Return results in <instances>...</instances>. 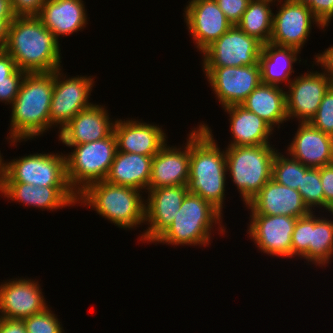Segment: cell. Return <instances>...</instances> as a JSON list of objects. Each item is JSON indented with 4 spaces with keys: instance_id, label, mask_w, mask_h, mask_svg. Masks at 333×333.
Returning a JSON list of instances; mask_svg holds the SVG:
<instances>
[{
    "instance_id": "cell-1",
    "label": "cell",
    "mask_w": 333,
    "mask_h": 333,
    "mask_svg": "<svg viewBox=\"0 0 333 333\" xmlns=\"http://www.w3.org/2000/svg\"><path fill=\"white\" fill-rule=\"evenodd\" d=\"M59 39L37 16L15 17L8 29L4 50L26 73H50L61 64Z\"/></svg>"
},
{
    "instance_id": "cell-2",
    "label": "cell",
    "mask_w": 333,
    "mask_h": 333,
    "mask_svg": "<svg viewBox=\"0 0 333 333\" xmlns=\"http://www.w3.org/2000/svg\"><path fill=\"white\" fill-rule=\"evenodd\" d=\"M227 172L225 151L218 147L208 125L201 123L190 132L188 193L202 197L222 213Z\"/></svg>"
},
{
    "instance_id": "cell-3",
    "label": "cell",
    "mask_w": 333,
    "mask_h": 333,
    "mask_svg": "<svg viewBox=\"0 0 333 333\" xmlns=\"http://www.w3.org/2000/svg\"><path fill=\"white\" fill-rule=\"evenodd\" d=\"M54 89V71L26 73L12 106L11 143L31 140L50 128V106Z\"/></svg>"
},
{
    "instance_id": "cell-4",
    "label": "cell",
    "mask_w": 333,
    "mask_h": 333,
    "mask_svg": "<svg viewBox=\"0 0 333 333\" xmlns=\"http://www.w3.org/2000/svg\"><path fill=\"white\" fill-rule=\"evenodd\" d=\"M142 190L106 182L89 185L78 195V204L90 206L102 217L119 228L138 227L145 224V200Z\"/></svg>"
},
{
    "instance_id": "cell-5",
    "label": "cell",
    "mask_w": 333,
    "mask_h": 333,
    "mask_svg": "<svg viewBox=\"0 0 333 333\" xmlns=\"http://www.w3.org/2000/svg\"><path fill=\"white\" fill-rule=\"evenodd\" d=\"M222 213L210 202L193 193H187L177 211L173 223L154 241L169 245H209L213 223L220 233ZM221 220V221H220Z\"/></svg>"
},
{
    "instance_id": "cell-6",
    "label": "cell",
    "mask_w": 333,
    "mask_h": 333,
    "mask_svg": "<svg viewBox=\"0 0 333 333\" xmlns=\"http://www.w3.org/2000/svg\"><path fill=\"white\" fill-rule=\"evenodd\" d=\"M272 147L270 144L228 146L225 150L227 171L245 205L271 179L272 162L277 152Z\"/></svg>"
},
{
    "instance_id": "cell-7",
    "label": "cell",
    "mask_w": 333,
    "mask_h": 333,
    "mask_svg": "<svg viewBox=\"0 0 333 333\" xmlns=\"http://www.w3.org/2000/svg\"><path fill=\"white\" fill-rule=\"evenodd\" d=\"M66 146L74 147L65 159L68 183L77 196L89 185L105 180L117 152L114 133L98 141Z\"/></svg>"
},
{
    "instance_id": "cell-8",
    "label": "cell",
    "mask_w": 333,
    "mask_h": 333,
    "mask_svg": "<svg viewBox=\"0 0 333 333\" xmlns=\"http://www.w3.org/2000/svg\"><path fill=\"white\" fill-rule=\"evenodd\" d=\"M0 182H22L33 186H70L66 159L61 153L30 154L4 162Z\"/></svg>"
},
{
    "instance_id": "cell-9",
    "label": "cell",
    "mask_w": 333,
    "mask_h": 333,
    "mask_svg": "<svg viewBox=\"0 0 333 333\" xmlns=\"http://www.w3.org/2000/svg\"><path fill=\"white\" fill-rule=\"evenodd\" d=\"M262 43L232 25L203 53V68L240 67L259 65Z\"/></svg>"
},
{
    "instance_id": "cell-10",
    "label": "cell",
    "mask_w": 333,
    "mask_h": 333,
    "mask_svg": "<svg viewBox=\"0 0 333 333\" xmlns=\"http://www.w3.org/2000/svg\"><path fill=\"white\" fill-rule=\"evenodd\" d=\"M61 71V68L54 71V89L50 106V128L52 125H59L60 130L81 110L93 104L88 99L94 84L93 78H90L92 76L78 75L65 79Z\"/></svg>"
},
{
    "instance_id": "cell-11",
    "label": "cell",
    "mask_w": 333,
    "mask_h": 333,
    "mask_svg": "<svg viewBox=\"0 0 333 333\" xmlns=\"http://www.w3.org/2000/svg\"><path fill=\"white\" fill-rule=\"evenodd\" d=\"M277 2H280L281 6L277 14L273 13L270 43L300 50L311 33V24L315 22L319 28L325 29L307 5L294 0H277Z\"/></svg>"
},
{
    "instance_id": "cell-12",
    "label": "cell",
    "mask_w": 333,
    "mask_h": 333,
    "mask_svg": "<svg viewBox=\"0 0 333 333\" xmlns=\"http://www.w3.org/2000/svg\"><path fill=\"white\" fill-rule=\"evenodd\" d=\"M222 107L240 105L261 83L260 66L203 68Z\"/></svg>"
},
{
    "instance_id": "cell-13",
    "label": "cell",
    "mask_w": 333,
    "mask_h": 333,
    "mask_svg": "<svg viewBox=\"0 0 333 333\" xmlns=\"http://www.w3.org/2000/svg\"><path fill=\"white\" fill-rule=\"evenodd\" d=\"M332 85L324 72L317 71L304 73L292 80L288 92H285L288 119L297 118L299 123H309Z\"/></svg>"
},
{
    "instance_id": "cell-14",
    "label": "cell",
    "mask_w": 333,
    "mask_h": 333,
    "mask_svg": "<svg viewBox=\"0 0 333 333\" xmlns=\"http://www.w3.org/2000/svg\"><path fill=\"white\" fill-rule=\"evenodd\" d=\"M248 234L260 251L278 257H291L292 233L298 218L283 215L251 214Z\"/></svg>"
},
{
    "instance_id": "cell-15",
    "label": "cell",
    "mask_w": 333,
    "mask_h": 333,
    "mask_svg": "<svg viewBox=\"0 0 333 333\" xmlns=\"http://www.w3.org/2000/svg\"><path fill=\"white\" fill-rule=\"evenodd\" d=\"M184 8V21L196 48L203 52L227 32L232 24L215 0H190Z\"/></svg>"
},
{
    "instance_id": "cell-16",
    "label": "cell",
    "mask_w": 333,
    "mask_h": 333,
    "mask_svg": "<svg viewBox=\"0 0 333 333\" xmlns=\"http://www.w3.org/2000/svg\"><path fill=\"white\" fill-rule=\"evenodd\" d=\"M145 200V222L149 225L140 241H154L173 223L174 217L188 193L186 185L148 189ZM147 202V203H146Z\"/></svg>"
},
{
    "instance_id": "cell-17",
    "label": "cell",
    "mask_w": 333,
    "mask_h": 333,
    "mask_svg": "<svg viewBox=\"0 0 333 333\" xmlns=\"http://www.w3.org/2000/svg\"><path fill=\"white\" fill-rule=\"evenodd\" d=\"M38 281L17 279L0 285V318L23 320L47 307Z\"/></svg>"
},
{
    "instance_id": "cell-18",
    "label": "cell",
    "mask_w": 333,
    "mask_h": 333,
    "mask_svg": "<svg viewBox=\"0 0 333 333\" xmlns=\"http://www.w3.org/2000/svg\"><path fill=\"white\" fill-rule=\"evenodd\" d=\"M250 214L283 215L295 218L307 216L311 211L299 191L270 179L246 204Z\"/></svg>"
},
{
    "instance_id": "cell-19",
    "label": "cell",
    "mask_w": 333,
    "mask_h": 333,
    "mask_svg": "<svg viewBox=\"0 0 333 333\" xmlns=\"http://www.w3.org/2000/svg\"><path fill=\"white\" fill-rule=\"evenodd\" d=\"M0 192L12 201L52 211L73 206L78 202V196L70 186H33L22 182H0Z\"/></svg>"
},
{
    "instance_id": "cell-20",
    "label": "cell",
    "mask_w": 333,
    "mask_h": 333,
    "mask_svg": "<svg viewBox=\"0 0 333 333\" xmlns=\"http://www.w3.org/2000/svg\"><path fill=\"white\" fill-rule=\"evenodd\" d=\"M157 125L134 120H115L117 151L154 157L166 144V133Z\"/></svg>"
},
{
    "instance_id": "cell-21",
    "label": "cell",
    "mask_w": 333,
    "mask_h": 333,
    "mask_svg": "<svg viewBox=\"0 0 333 333\" xmlns=\"http://www.w3.org/2000/svg\"><path fill=\"white\" fill-rule=\"evenodd\" d=\"M107 111L105 107L96 104L81 110L59 130V140L65 145H79L109 137L115 122L109 120Z\"/></svg>"
},
{
    "instance_id": "cell-22",
    "label": "cell",
    "mask_w": 333,
    "mask_h": 333,
    "mask_svg": "<svg viewBox=\"0 0 333 333\" xmlns=\"http://www.w3.org/2000/svg\"><path fill=\"white\" fill-rule=\"evenodd\" d=\"M298 126L287 155L312 168L333 164L332 136L311 123H299Z\"/></svg>"
},
{
    "instance_id": "cell-23",
    "label": "cell",
    "mask_w": 333,
    "mask_h": 333,
    "mask_svg": "<svg viewBox=\"0 0 333 333\" xmlns=\"http://www.w3.org/2000/svg\"><path fill=\"white\" fill-rule=\"evenodd\" d=\"M183 148L168 147L167 143L152 158L148 189L187 185L190 166V134Z\"/></svg>"
},
{
    "instance_id": "cell-24",
    "label": "cell",
    "mask_w": 333,
    "mask_h": 333,
    "mask_svg": "<svg viewBox=\"0 0 333 333\" xmlns=\"http://www.w3.org/2000/svg\"><path fill=\"white\" fill-rule=\"evenodd\" d=\"M86 14L82 0H46L37 17L58 39L86 27Z\"/></svg>"
},
{
    "instance_id": "cell-25",
    "label": "cell",
    "mask_w": 333,
    "mask_h": 333,
    "mask_svg": "<svg viewBox=\"0 0 333 333\" xmlns=\"http://www.w3.org/2000/svg\"><path fill=\"white\" fill-rule=\"evenodd\" d=\"M230 115V130L233 140L229 146H255L270 144L273 128L261 117L241 105L224 107Z\"/></svg>"
},
{
    "instance_id": "cell-26",
    "label": "cell",
    "mask_w": 333,
    "mask_h": 333,
    "mask_svg": "<svg viewBox=\"0 0 333 333\" xmlns=\"http://www.w3.org/2000/svg\"><path fill=\"white\" fill-rule=\"evenodd\" d=\"M152 158L117 151L105 181L137 190L145 189L146 192L151 176Z\"/></svg>"
},
{
    "instance_id": "cell-27",
    "label": "cell",
    "mask_w": 333,
    "mask_h": 333,
    "mask_svg": "<svg viewBox=\"0 0 333 333\" xmlns=\"http://www.w3.org/2000/svg\"><path fill=\"white\" fill-rule=\"evenodd\" d=\"M285 92L280 86L260 83L240 105L279 128L288 121Z\"/></svg>"
},
{
    "instance_id": "cell-28",
    "label": "cell",
    "mask_w": 333,
    "mask_h": 333,
    "mask_svg": "<svg viewBox=\"0 0 333 333\" xmlns=\"http://www.w3.org/2000/svg\"><path fill=\"white\" fill-rule=\"evenodd\" d=\"M300 51L294 47L278 46L270 42L263 44L258 62L261 83L276 86L286 80L290 83V75L294 73L292 64L297 61Z\"/></svg>"
},
{
    "instance_id": "cell-29",
    "label": "cell",
    "mask_w": 333,
    "mask_h": 333,
    "mask_svg": "<svg viewBox=\"0 0 333 333\" xmlns=\"http://www.w3.org/2000/svg\"><path fill=\"white\" fill-rule=\"evenodd\" d=\"M276 0H251L237 26L262 44L270 42L273 12L270 3Z\"/></svg>"
},
{
    "instance_id": "cell-30",
    "label": "cell",
    "mask_w": 333,
    "mask_h": 333,
    "mask_svg": "<svg viewBox=\"0 0 333 333\" xmlns=\"http://www.w3.org/2000/svg\"><path fill=\"white\" fill-rule=\"evenodd\" d=\"M311 212V242L309 261L317 265L329 263L333 257V221L318 218Z\"/></svg>"
},
{
    "instance_id": "cell-31",
    "label": "cell",
    "mask_w": 333,
    "mask_h": 333,
    "mask_svg": "<svg viewBox=\"0 0 333 333\" xmlns=\"http://www.w3.org/2000/svg\"><path fill=\"white\" fill-rule=\"evenodd\" d=\"M25 74L5 50L0 51V101L13 104Z\"/></svg>"
},
{
    "instance_id": "cell-32",
    "label": "cell",
    "mask_w": 333,
    "mask_h": 333,
    "mask_svg": "<svg viewBox=\"0 0 333 333\" xmlns=\"http://www.w3.org/2000/svg\"><path fill=\"white\" fill-rule=\"evenodd\" d=\"M309 168L291 156L290 158L285 157L277 150L272 162L271 179L278 184L298 190V187L301 186L302 176Z\"/></svg>"
},
{
    "instance_id": "cell-33",
    "label": "cell",
    "mask_w": 333,
    "mask_h": 333,
    "mask_svg": "<svg viewBox=\"0 0 333 333\" xmlns=\"http://www.w3.org/2000/svg\"><path fill=\"white\" fill-rule=\"evenodd\" d=\"M298 191L307 208L313 212L314 207H324V193L320 179V168L310 167L302 176ZM313 208V210H312Z\"/></svg>"
},
{
    "instance_id": "cell-34",
    "label": "cell",
    "mask_w": 333,
    "mask_h": 333,
    "mask_svg": "<svg viewBox=\"0 0 333 333\" xmlns=\"http://www.w3.org/2000/svg\"><path fill=\"white\" fill-rule=\"evenodd\" d=\"M292 257H304L309 262V246L311 242V213L298 218L292 233Z\"/></svg>"
},
{
    "instance_id": "cell-35",
    "label": "cell",
    "mask_w": 333,
    "mask_h": 333,
    "mask_svg": "<svg viewBox=\"0 0 333 333\" xmlns=\"http://www.w3.org/2000/svg\"><path fill=\"white\" fill-rule=\"evenodd\" d=\"M47 307L43 312L23 319L27 333H63L57 316Z\"/></svg>"
},
{
    "instance_id": "cell-36",
    "label": "cell",
    "mask_w": 333,
    "mask_h": 333,
    "mask_svg": "<svg viewBox=\"0 0 333 333\" xmlns=\"http://www.w3.org/2000/svg\"><path fill=\"white\" fill-rule=\"evenodd\" d=\"M309 123L323 133L333 136V85L322 98L314 118Z\"/></svg>"
},
{
    "instance_id": "cell-37",
    "label": "cell",
    "mask_w": 333,
    "mask_h": 333,
    "mask_svg": "<svg viewBox=\"0 0 333 333\" xmlns=\"http://www.w3.org/2000/svg\"><path fill=\"white\" fill-rule=\"evenodd\" d=\"M232 25H237L251 0H215Z\"/></svg>"
},
{
    "instance_id": "cell-38",
    "label": "cell",
    "mask_w": 333,
    "mask_h": 333,
    "mask_svg": "<svg viewBox=\"0 0 333 333\" xmlns=\"http://www.w3.org/2000/svg\"><path fill=\"white\" fill-rule=\"evenodd\" d=\"M320 179L324 193V209L333 215V164L320 167Z\"/></svg>"
},
{
    "instance_id": "cell-39",
    "label": "cell",
    "mask_w": 333,
    "mask_h": 333,
    "mask_svg": "<svg viewBox=\"0 0 333 333\" xmlns=\"http://www.w3.org/2000/svg\"><path fill=\"white\" fill-rule=\"evenodd\" d=\"M46 0H11L16 17L38 16Z\"/></svg>"
},
{
    "instance_id": "cell-40",
    "label": "cell",
    "mask_w": 333,
    "mask_h": 333,
    "mask_svg": "<svg viewBox=\"0 0 333 333\" xmlns=\"http://www.w3.org/2000/svg\"><path fill=\"white\" fill-rule=\"evenodd\" d=\"M308 7L324 27L328 26L333 18V0H312Z\"/></svg>"
},
{
    "instance_id": "cell-41",
    "label": "cell",
    "mask_w": 333,
    "mask_h": 333,
    "mask_svg": "<svg viewBox=\"0 0 333 333\" xmlns=\"http://www.w3.org/2000/svg\"><path fill=\"white\" fill-rule=\"evenodd\" d=\"M314 60L317 65L321 64L320 66L323 67L322 69H324L323 72H326L325 74L333 83V46L326 49L324 52H322V54L318 53V55L315 56Z\"/></svg>"
},
{
    "instance_id": "cell-42",
    "label": "cell",
    "mask_w": 333,
    "mask_h": 333,
    "mask_svg": "<svg viewBox=\"0 0 333 333\" xmlns=\"http://www.w3.org/2000/svg\"><path fill=\"white\" fill-rule=\"evenodd\" d=\"M0 333H27L23 320L0 318Z\"/></svg>"
},
{
    "instance_id": "cell-43",
    "label": "cell",
    "mask_w": 333,
    "mask_h": 333,
    "mask_svg": "<svg viewBox=\"0 0 333 333\" xmlns=\"http://www.w3.org/2000/svg\"><path fill=\"white\" fill-rule=\"evenodd\" d=\"M12 21L13 19H0V51L5 48L9 25Z\"/></svg>"
},
{
    "instance_id": "cell-44",
    "label": "cell",
    "mask_w": 333,
    "mask_h": 333,
    "mask_svg": "<svg viewBox=\"0 0 333 333\" xmlns=\"http://www.w3.org/2000/svg\"><path fill=\"white\" fill-rule=\"evenodd\" d=\"M11 0H0V19H14Z\"/></svg>"
},
{
    "instance_id": "cell-45",
    "label": "cell",
    "mask_w": 333,
    "mask_h": 333,
    "mask_svg": "<svg viewBox=\"0 0 333 333\" xmlns=\"http://www.w3.org/2000/svg\"><path fill=\"white\" fill-rule=\"evenodd\" d=\"M294 1L307 6L312 2V0H294Z\"/></svg>"
},
{
    "instance_id": "cell-46",
    "label": "cell",
    "mask_w": 333,
    "mask_h": 333,
    "mask_svg": "<svg viewBox=\"0 0 333 333\" xmlns=\"http://www.w3.org/2000/svg\"><path fill=\"white\" fill-rule=\"evenodd\" d=\"M3 167H4V160L2 159L1 153H0V177L3 173Z\"/></svg>"
}]
</instances>
